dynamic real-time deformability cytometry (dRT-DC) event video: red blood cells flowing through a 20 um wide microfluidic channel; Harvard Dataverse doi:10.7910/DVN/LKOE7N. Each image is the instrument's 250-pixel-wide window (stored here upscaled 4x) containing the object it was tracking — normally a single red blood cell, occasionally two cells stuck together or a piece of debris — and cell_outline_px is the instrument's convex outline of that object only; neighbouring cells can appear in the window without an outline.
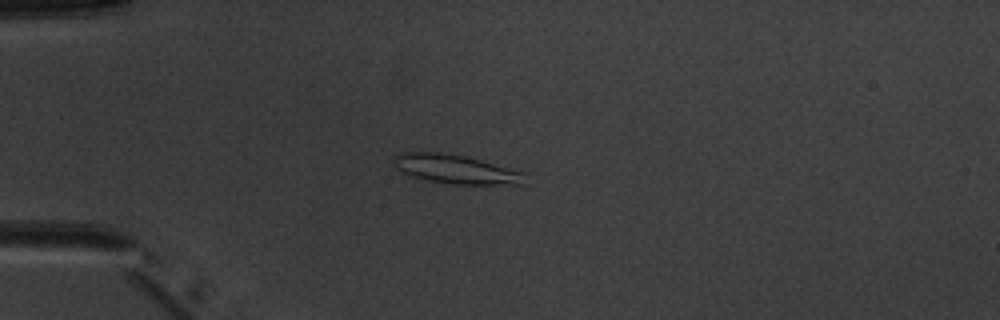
{"species": "common noctule bat (a hibernating species)", "species_latin": "Nyctalus noctula", "temperature_condition": "warm", "stored_images_in_passage": 5, "camera_frame_rate_fps": 3000, "um_per_image_px": 0.085, "animal": {"sex": "male", "body_mass_g": 20.1, "forearm_length_mm": 53.5}, "frame": {"image": 1, "passage_image": 5, "time_ms": 4.667, "image_size_px": [1000, 320], "cell_outline_px": [[528, 184], [452, 184], [428, 180], [408, 176], [400, 172], [392, 164], [392, 156], [400, 152], [440, 152], [464, 156], [528, 172]], "centroid_in_image_um": [38.75, 14.38], "position_along_channel_um": 46.2, "area_um2": 22.72}}